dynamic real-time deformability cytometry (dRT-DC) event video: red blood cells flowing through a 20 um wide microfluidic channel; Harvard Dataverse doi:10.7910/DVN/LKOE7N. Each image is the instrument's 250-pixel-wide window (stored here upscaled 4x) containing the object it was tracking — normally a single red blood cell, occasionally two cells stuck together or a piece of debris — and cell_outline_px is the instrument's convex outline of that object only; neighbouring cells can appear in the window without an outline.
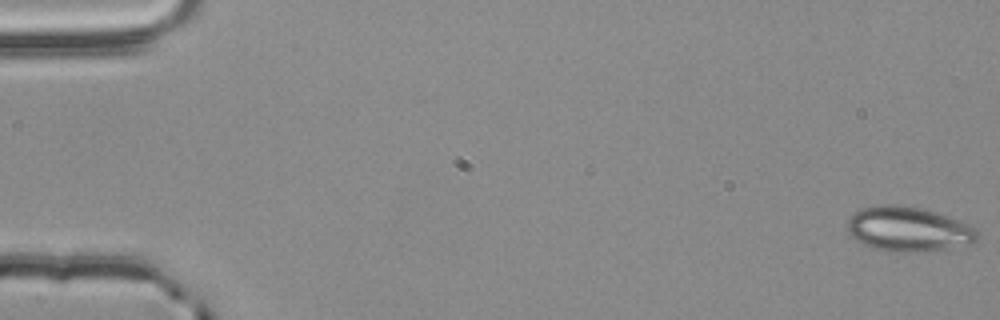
{"species": "common noctule bat (a hibernating species)", "species_latin": "Nyctalus noctula", "temperature_condition": "room temperature", "stored_images_in_passage": 10, "camera_frame_rate_fps": 3000, "um_per_image_px": 0.085, "animal": {"sex": "male", "body_mass_g": 20.4}, "frame": {"image": 1, "passage_image": 1, "time_ms": 0.0, "image_size_px": [1000, 320], "cell_outline_px": [[980, 236], [972, 244], [928, 252], [892, 252], [872, 248], [856, 240], [848, 232], [848, 220], [860, 208], [880, 204], [896, 204], [920, 208], [936, 212], [968, 224]], "centroid_in_image_um": [77.21, 19.49], "position_along_channel_um": 7.8, "area_um2": 33.99}}